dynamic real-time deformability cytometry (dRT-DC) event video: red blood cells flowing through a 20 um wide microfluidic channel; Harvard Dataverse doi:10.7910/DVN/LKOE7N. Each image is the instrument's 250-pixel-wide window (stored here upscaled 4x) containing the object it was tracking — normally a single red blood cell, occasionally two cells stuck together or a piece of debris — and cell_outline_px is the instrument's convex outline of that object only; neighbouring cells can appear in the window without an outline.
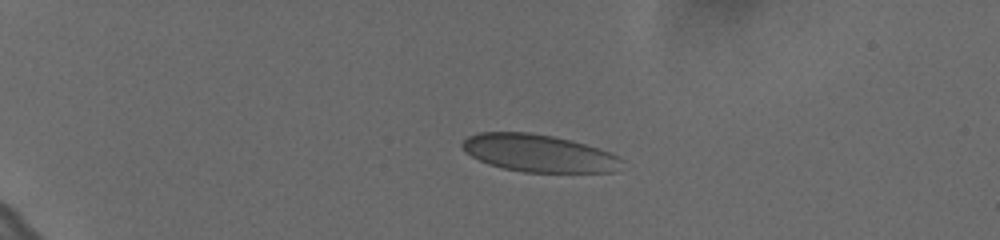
{"species": "human", "species_latin": "Homo sapiens", "temperature_condition": "cold", "stored_images_in_passage": 45, "camera_frame_rate_fps": 3000, "um_per_image_px": 0.085, "donor": {"sex": "female"}, "frame": {"image": 1, "passage_image": 1, "time_ms": 0.0, "image_size_px": [1000, 240], "cell_outline_px": [[624, 160], [612, 172], [524, 172], [504, 168], [488, 164], [464, 152], [460, 144], [468, 136], [480, 132], [528, 132], [552, 136], [572, 140], [620, 156]], "centroid_in_image_um": [45.75, 13.01], "position_along_channel_um": 39.3, "area_um2": 34.62}}
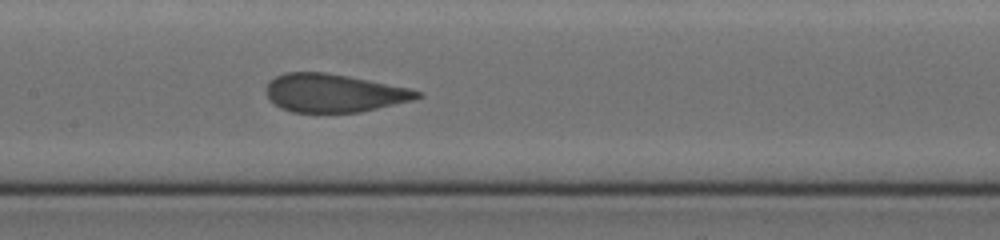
{"frame": {"image": 2, "passage_image": 19, "time_ms": 6.0, "image_size_px": [1000, 240], "cell_outline_px": [[424, 96], [412, 100], [360, 112], [292, 112], [280, 108], [268, 100], [264, 92], [264, 88], [276, 76], [284, 72], [324, 72], [348, 76], [408, 88], [424, 92]], "centroid_in_image_um": [28.34, 7.91], "position_along_channel_um": 179.1, "area_um2": 33.7}}
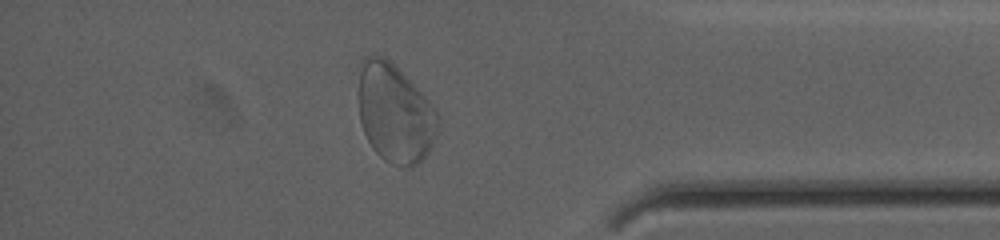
{"frame": {"image": 3, "passage_image": 39, "time_ms": 12.667, "image_size_px": [1000, 240], "cell_outline_px": [[440, 120], [436, 136], [428, 152], [416, 164], [408, 168], [400, 168], [384, 160], [372, 148], [364, 132], [360, 120], [360, 60], [364, 56], [384, 56], [432, 104], [440, 116]], "centroid_in_image_um": [33.58, 9.67], "position_along_channel_um": 401.6, "area_um2": 45.2}, "authors_computed_cell_mechanics": {"area_um2": 35.1424, "velocity_mm_per_s": 3.5776, "shape_relaxation_time_tau1_ms": 9.1367, "shape_relaxation_time_tau2_ms": null, "deformation_change_tau1": 0.2004, "deformation_change_tau2": null}}